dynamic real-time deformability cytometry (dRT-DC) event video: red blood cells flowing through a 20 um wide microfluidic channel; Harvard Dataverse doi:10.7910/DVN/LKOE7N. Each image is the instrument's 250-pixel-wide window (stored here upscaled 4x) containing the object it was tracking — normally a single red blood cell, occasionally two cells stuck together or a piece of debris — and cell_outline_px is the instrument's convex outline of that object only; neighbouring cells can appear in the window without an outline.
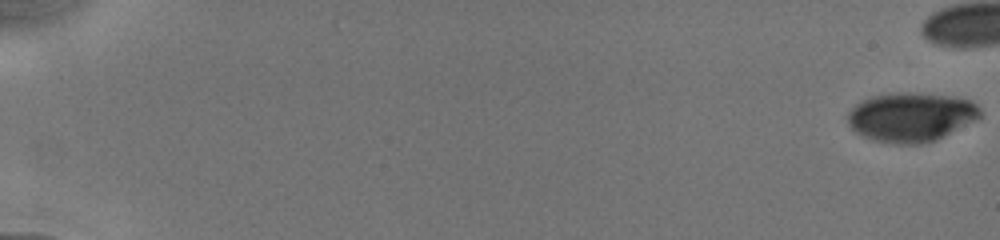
{"species": "human", "species_latin": "Homo sapiens", "temperature_condition": "cold", "stored_images_in_passage": 50, "camera_frame_rate_fps": 3000, "um_per_image_px": 0.085, "donor": {"sex": "male"}, "frame": {"image": 1, "passage_image": 1, "time_ms": 0.0, "image_size_px": [1000, 240], "cell_outline_px": [[980, 116], [976, 120], [932, 140], [920, 144], [900, 144], [876, 140], [864, 136], [856, 132], [848, 124], [848, 112], [860, 100], [872, 96], [900, 92], [948, 96], [968, 100], [976, 104], [980, 108]], "centroid_in_image_um": [77.4, 9.94], "position_along_channel_um": 7.6, "area_um2": 37.17}}
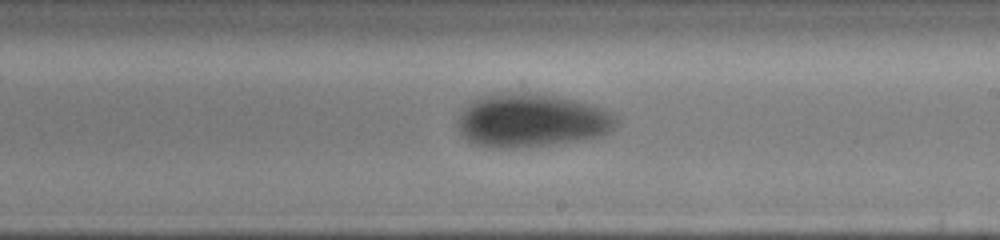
{"frame": {"image": 2, "passage_image": 38, "time_ms": 11.333, "image_size_px": [1000, 240], "cell_outline_px": [[620, 124], [608, 132], [600, 136], [552, 144], [512, 148], [504, 148], [476, 144], [468, 140], [460, 132], [456, 124], [456, 120], [460, 112], [472, 100], [480, 96], [496, 92], [528, 92], [556, 96], [576, 100], [592, 104], [604, 108], [612, 112], [620, 120]], "centroid_in_image_um": [45.18, 10.21], "position_along_channel_um": 243.8, "area_um2": 49.88}}
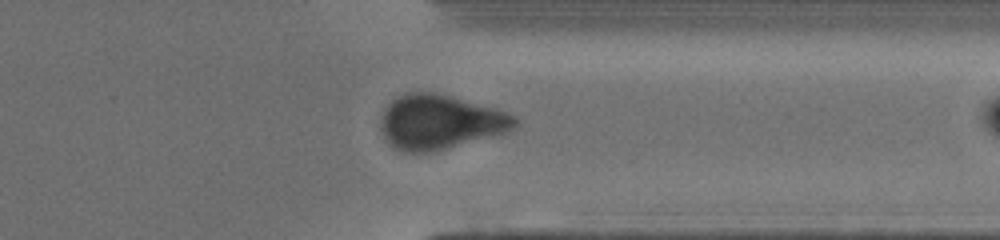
{"frame": {"image": 3, "passage_image": 49, "time_ms": 14.667, "image_size_px": [1000, 240], "cell_outline_px": [[516, 128], [504, 132], [436, 152], [404, 152], [388, 144], [380, 128], [380, 124], [384, 112], [388, 104], [396, 96], [408, 92], [432, 92], [496, 108], [516, 116]], "centroid_in_image_um": [37.37, 10.38], "position_along_channel_um": 374.0, "area_um2": 42.31}}